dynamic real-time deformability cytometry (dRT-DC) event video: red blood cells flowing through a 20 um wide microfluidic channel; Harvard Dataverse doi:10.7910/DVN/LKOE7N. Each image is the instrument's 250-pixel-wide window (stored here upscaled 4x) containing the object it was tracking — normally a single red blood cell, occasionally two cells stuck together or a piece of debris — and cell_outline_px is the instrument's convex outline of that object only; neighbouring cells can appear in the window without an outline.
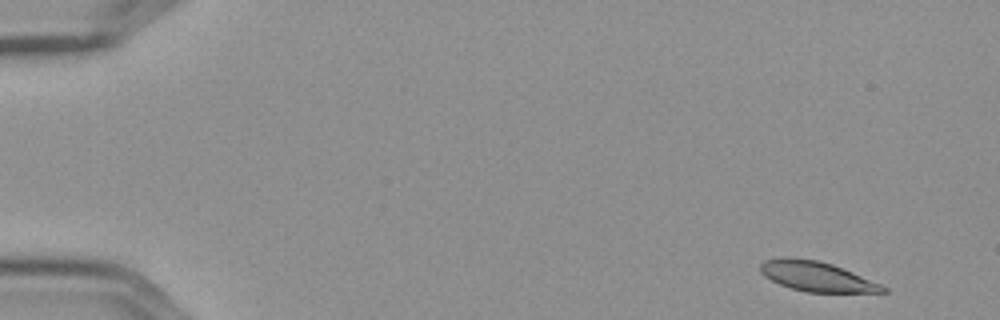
{"species": "Egyptian fruit bat (a non-hibernating species)", "species_latin": "Rousettus aegyptiacus", "temperature_condition": "cold", "stored_images_in_passage": 54, "camera_frame_rate_fps": 3000, "um_per_image_px": 0.085, "frame": {"image": 1, "passage_image": 1, "time_ms": 0.0, "image_size_px": [1000, 320], "cell_outline_px": [[888, 292], [808, 292], [792, 288], [780, 284], [764, 276], [760, 272], [760, 264], [764, 260], [816, 260], [832, 264], [880, 284], [888, 288]], "centroid_in_image_um": [69.46, 23.54], "position_along_channel_um": 15.5, "area_um2": 20.29}}
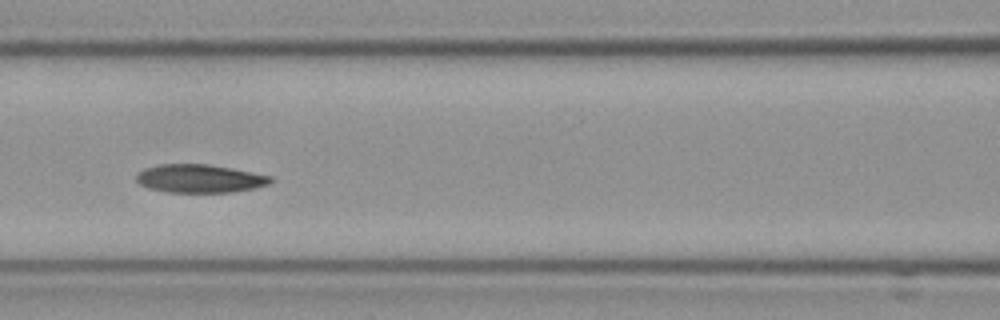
{"frame": {"image": 2, "passage_image": 23, "time_ms": 7.333, "image_size_px": [1000, 320], "cell_outline_px": [[272, 180], [268, 184], [256, 188], [232, 192], [164, 192], [148, 188], [140, 184], [136, 180], [136, 176], [144, 168], [160, 164], [204, 164], [228, 168], [272, 176]], "centroid_in_image_um": [16.94, 15.19], "position_along_channel_um": 149.7, "area_um2": 21.91}}
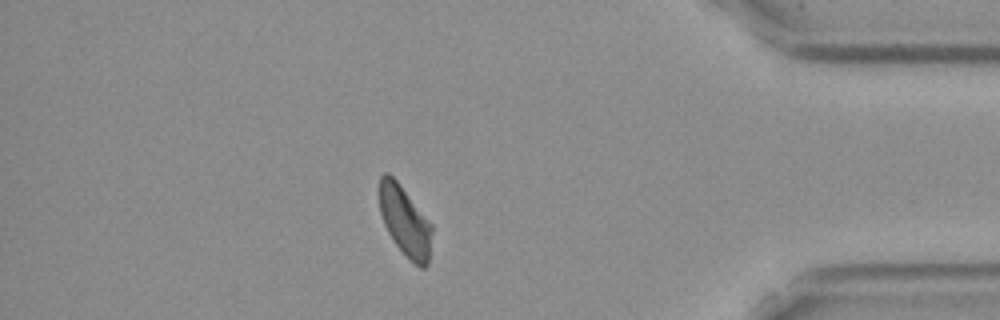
{"frame": {"image": 3, "passage_image": 47, "time_ms": 15.333, "image_size_px": [1000, 320], "cell_outline_px": [[432, 232], [428, 264], [424, 268], [420, 268], [392, 240], [384, 224], [380, 212], [376, 188], [380, 176], [384, 172], [388, 172], [400, 184], [432, 224]], "centroid_in_image_um": [34.37, 18.72], "position_along_channel_um": 400.8, "area_um2": 21.62}, "authors_computed_cell_mechanics": {"area_um2": 22.4264, "velocity_mm_per_s": 3.5495, "shape_relaxation_time_tau1_ms": 8.2087, "shape_relaxation_time_tau2_ms": 3.8542, "deformation_change_tau1": 0.1767, "deformation_change_tau2": 0.0918}}